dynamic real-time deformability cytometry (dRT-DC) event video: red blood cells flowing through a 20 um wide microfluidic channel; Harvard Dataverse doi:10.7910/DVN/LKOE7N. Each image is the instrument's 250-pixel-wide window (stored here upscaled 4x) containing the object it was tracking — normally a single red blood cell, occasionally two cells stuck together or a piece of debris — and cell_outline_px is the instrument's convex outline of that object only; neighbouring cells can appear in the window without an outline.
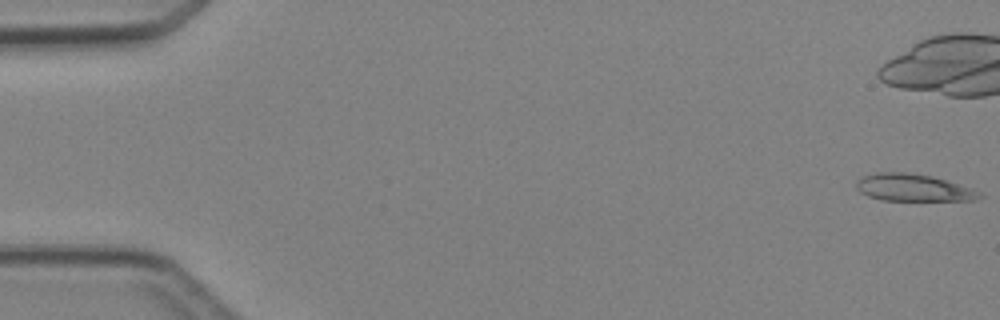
{"species": "Egyptian fruit bat (a non-hibernating species)", "species_latin": "Rousettus aegyptiacus", "temperature_condition": "cold", "stored_images_in_passage": 9, "camera_frame_rate_fps": 3000, "um_per_image_px": 0.085, "animal": {"sex": "female"}, "frame": {"image": 1, "passage_image": 1, "time_ms": 0.0, "image_size_px": [1000, 320], "cell_outline_px": [[984, 196], [972, 200], [880, 200], [868, 196], [860, 192], [856, 188], [856, 180], [864, 176], [876, 172], [904, 172], [932, 176], [980, 192]], "centroid_in_image_um": [77.55, 15.95], "position_along_channel_um": 7.5, "area_um2": 19.19}}
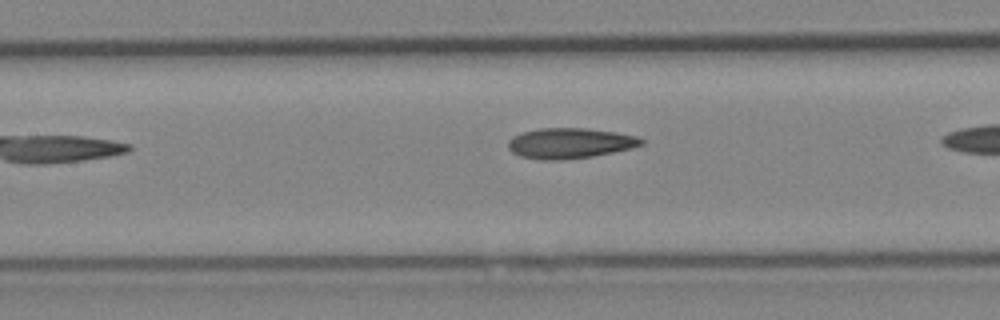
{"frame": {"image": 2, "passage_image": 8, "time_ms": 9.0, "image_size_px": [1000, 320], "cell_outline_px": [[644, 144], [632, 148], [592, 156], [564, 160], [544, 160], [520, 156], [512, 152], [508, 148], [508, 140], [512, 136], [524, 132], [540, 128], [584, 128], [616, 132], [636, 136], [644, 140]], "centroid_in_image_um": [48.43, 12.17], "position_along_channel_um": 159.0, "area_um2": 23.58}}